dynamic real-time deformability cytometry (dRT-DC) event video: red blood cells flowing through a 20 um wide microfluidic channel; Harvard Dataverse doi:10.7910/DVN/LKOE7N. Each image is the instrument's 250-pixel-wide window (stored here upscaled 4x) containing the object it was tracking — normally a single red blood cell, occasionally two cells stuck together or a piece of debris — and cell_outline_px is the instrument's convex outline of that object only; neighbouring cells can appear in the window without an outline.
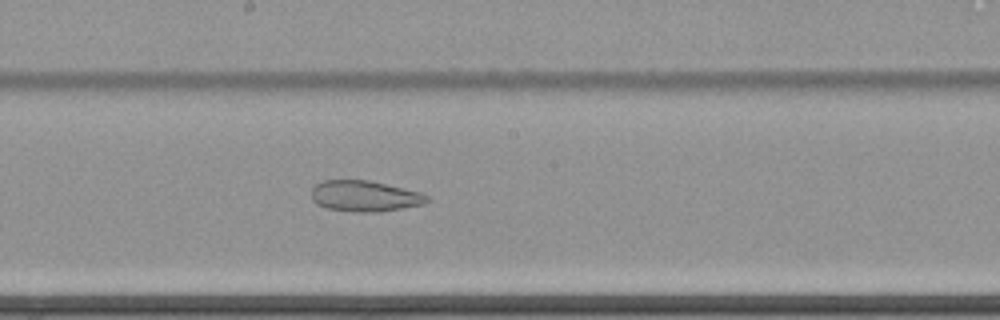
{"species": "common noctule bat (a hibernating species)", "species_latin": "Nyctalus noctula", "temperature_condition": "cold", "stored_images_in_passage": 64, "camera_frame_rate_fps": 3000, "um_per_image_px": 0.085, "animal": {"sex": "female", "body_mass_g": 22.7, "forearm_length_mm": 54.2}, "frame": {"image": 1, "passage_image": 38, "time_ms": 12.333, "image_size_px": [1000, 320], "cell_outline_px": [[432, 200], [424, 204], [380, 212], [352, 212], [324, 208], [316, 204], [312, 200], [312, 188], [320, 180], [368, 180], [420, 192], [428, 196]], "centroid_in_image_um": [30.98, 16.68], "position_along_channel_um": 217.2, "area_um2": 21.04}}
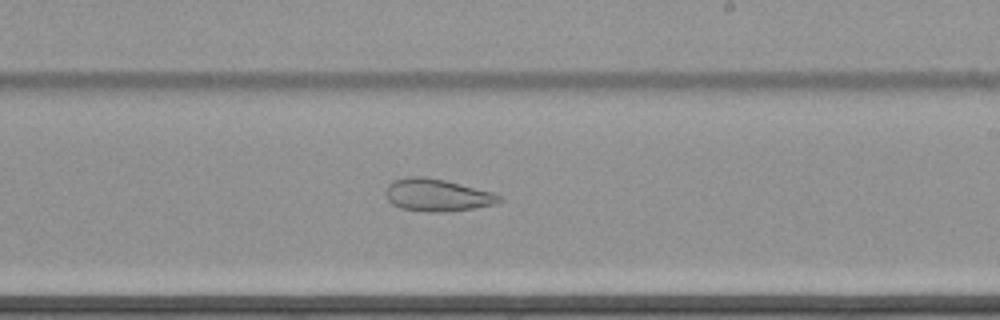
{"frame": {"image": 2, "passage_image": 41, "time_ms": 13.333, "image_size_px": [1000, 320], "cell_outline_px": [[504, 200], [496, 204], [472, 208], [436, 212], [428, 212], [400, 208], [392, 204], [388, 200], [384, 192], [388, 184], [392, 180], [408, 176], [424, 176], [444, 180], [496, 192], [504, 196]], "centroid_in_image_um": [37.18, 16.57], "position_along_channel_um": 251.8, "area_um2": 21.73}}
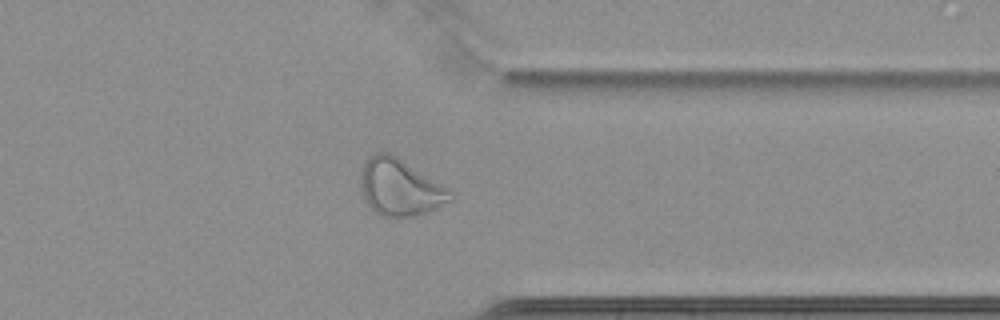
{"frame": {"image": 3, "passage_image": 52, "time_ms": 17.0, "image_size_px": [1000, 320], "cell_outline_px": [[456, 200], [428, 212], [400, 220], [384, 216], [376, 212], [364, 200], [360, 184], [360, 176], [364, 164], [368, 156], [376, 152], [388, 152], [396, 156], [452, 188]], "centroid_in_image_um": [34.08, 15.96], "position_along_channel_um": 377.3, "area_um2": 30.63}}